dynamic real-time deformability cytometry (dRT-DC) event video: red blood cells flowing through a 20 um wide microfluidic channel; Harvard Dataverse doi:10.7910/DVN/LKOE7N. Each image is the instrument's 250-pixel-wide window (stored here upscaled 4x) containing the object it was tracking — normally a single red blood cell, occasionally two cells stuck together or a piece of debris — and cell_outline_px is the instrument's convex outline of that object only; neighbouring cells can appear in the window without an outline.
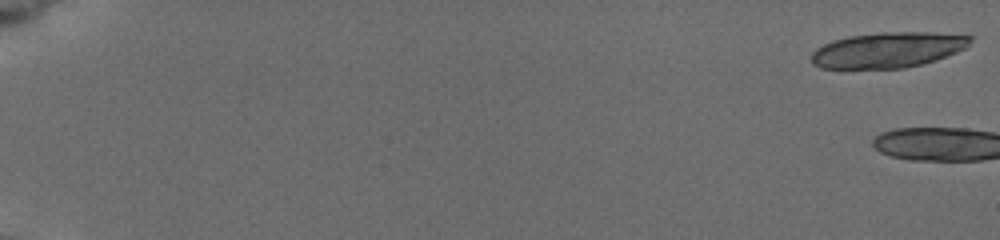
{"species": "common noctule bat (a hibernating species)", "species_latin": "Nyctalus noctula", "temperature_condition": "cold", "stored_images_in_passage": 10, "camera_frame_rate_fps": 3000, "um_per_image_px": 0.085, "animal": {"sex": "female", "body_mass_g": 19.5, "forearm_length_mm": 54.1}, "frame": {"image": 1, "passage_image": 1, "time_ms": 0.0, "image_size_px": [1000, 240], "cell_outline_px": [[976, 36], [964, 48], [956, 52], [936, 60], [904, 68], [820, 68], [812, 64], [812, 52], [816, 48], [832, 40], [848, 36], [880, 32], [932, 32]], "centroid_in_image_um": [75.47, 4.23], "position_along_channel_um": 9.5, "area_um2": 32.89}}
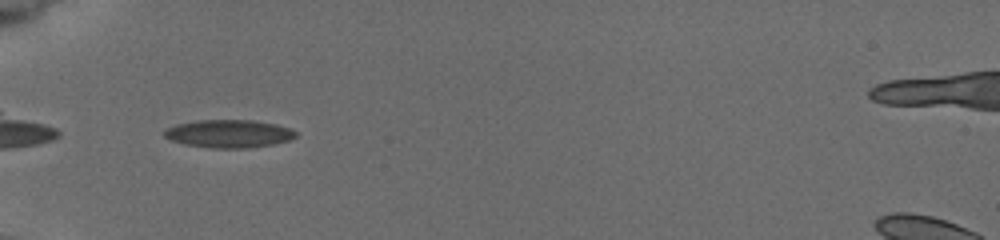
{"frame": {"image": 2, "passage_image": 9, "time_ms": 7.667, "image_size_px": [1000, 240], "cell_outline_px": [[296, 136], [288, 140], [272, 144], [248, 148], [212, 148], [184, 144], [172, 140], [164, 136], [164, 132], [168, 128], [176, 124], [200, 120], [252, 120], [272, 124], [288, 128], [296, 132]], "centroid_in_image_um": [19.42, 11.37], "position_along_channel_um": 65.6, "area_um2": 21.04}}
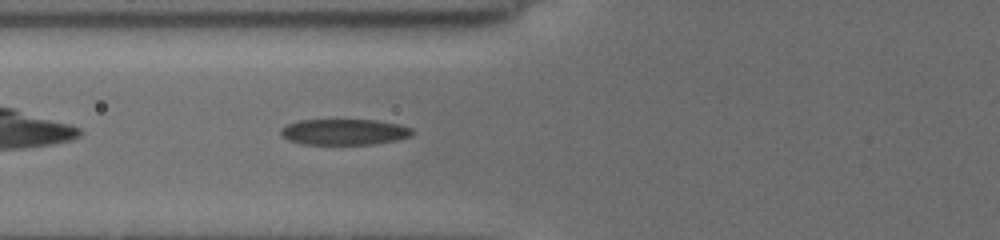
{"frame": {"image": 3, "passage_image": 10, "time_ms": 8.667, "image_size_px": [1000, 240], "cell_outline_px": [[412, 136], [396, 140], [372, 144], [300, 144], [288, 140], [280, 132], [280, 128], [288, 124], [300, 120], [376, 120], [400, 124], [412, 128]], "centroid_in_image_um": [29.27, 11.21], "position_along_channel_um": 96.5, "area_um2": 19.83}}